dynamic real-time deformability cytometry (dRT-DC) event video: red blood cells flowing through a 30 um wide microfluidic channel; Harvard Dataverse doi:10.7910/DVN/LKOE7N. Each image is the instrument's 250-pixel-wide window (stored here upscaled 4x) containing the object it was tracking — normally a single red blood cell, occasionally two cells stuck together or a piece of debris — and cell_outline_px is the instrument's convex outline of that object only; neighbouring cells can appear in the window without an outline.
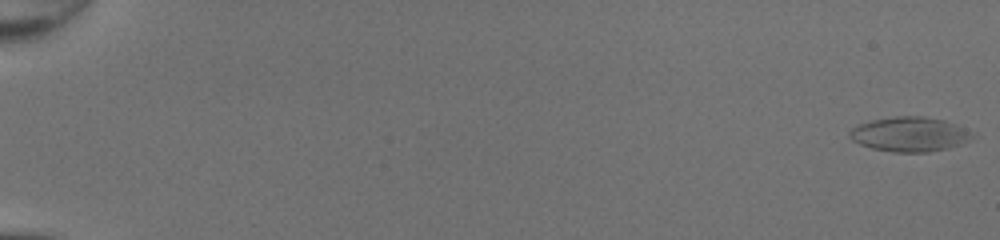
{"species": "common noctule bat (a hibernating species)", "species_latin": "Nyctalus noctula", "temperature_condition": "room temperature", "stored_images_in_passage": 51, "camera_frame_rate_fps": 3000, "um_per_image_px": 0.085, "animal": {"sex": "female", "body_mass_g": 20.0, "forearm_length_mm": 54.0}, "frame": {"image": 1, "passage_image": 1, "time_ms": 0.0, "image_size_px": [1000, 240], "cell_outline_px": [[972, 136], [968, 140], [960, 144], [948, 148], [928, 152], [892, 152], [872, 148], [860, 144], [852, 140], [848, 136], [848, 132], [852, 128], [860, 124], [872, 120], [896, 116], [924, 116], [944, 120], [956, 124], [964, 128]], "centroid_in_image_um": [77.27, 11.41], "position_along_channel_um": 7.7, "area_um2": 24.51}}
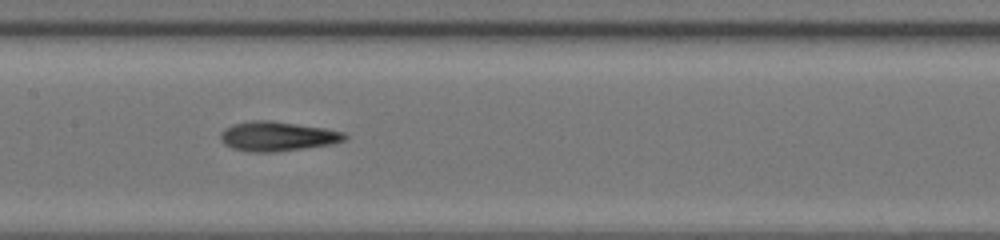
{"frame": {"image": 2, "passage_image": 28, "time_ms": 9.0, "image_size_px": [1000, 240], "cell_outline_px": [[348, 136], [344, 140], [332, 144], [272, 152], [248, 152], [232, 148], [224, 144], [220, 140], [220, 132], [224, 128], [232, 124], [252, 120], [268, 120], [324, 128], [344, 132]], "centroid_in_image_um": [23.52, 11.58], "position_along_channel_um": 183.9, "area_um2": 21.33}}
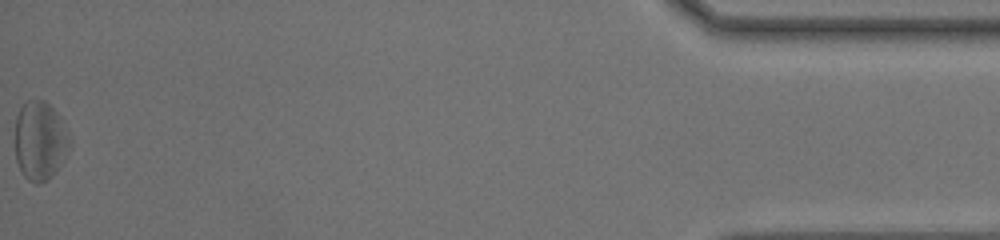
{"frame": {"image": 3, "passage_image": 51, "time_ms": 16.667, "image_size_px": [1000, 240], "cell_outline_px": [[72, 140], [68, 148], [52, 176], [48, 180], [40, 184], [36, 184], [28, 180], [24, 176], [16, 160], [16, 116], [20, 108], [28, 100], [44, 100], [60, 116]], "centroid_in_image_um": [3.4, 11.96], "position_along_channel_um": 431.8, "area_um2": 24.85}, "authors_computed_cell_mechanics": {"area_um2": 22.0796, "velocity_mm_per_s": 4.3198, "shape_relaxation_time_tau1_ms": 5.6343, "shape_relaxation_time_tau2_ms": 3.4689, "deformation_change_tau1": 0.1616, "deformation_change_tau2": 0.1658}}